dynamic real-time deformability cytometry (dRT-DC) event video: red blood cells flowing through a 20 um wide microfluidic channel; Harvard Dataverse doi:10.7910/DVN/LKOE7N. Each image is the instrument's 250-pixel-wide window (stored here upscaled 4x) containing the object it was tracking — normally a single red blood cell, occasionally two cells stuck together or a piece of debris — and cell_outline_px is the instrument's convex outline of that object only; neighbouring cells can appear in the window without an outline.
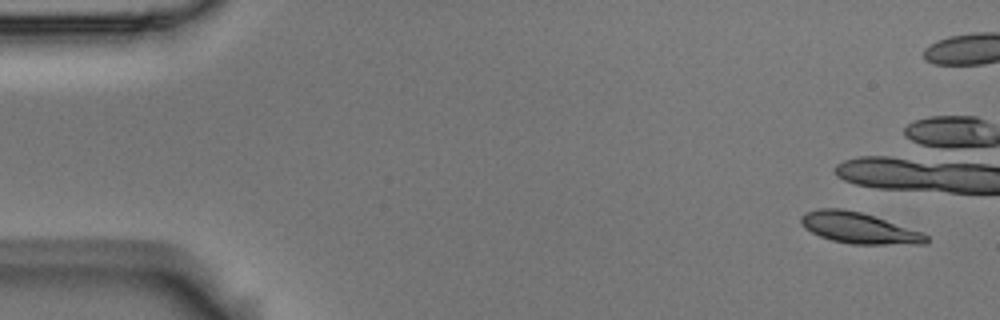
{"species": "Egyptian fruit bat (a non-hibernating species)", "species_latin": "Rousettus aegyptiacus", "temperature_condition": "room temperature", "stored_images_in_passage": 6, "camera_frame_rate_fps": 3000, "um_per_image_px": 0.085, "animal": {"sex": "male"}, "frame": {"image": 1, "passage_image": 1, "time_ms": 0.0, "image_size_px": [1000, 320], "cell_outline_px": [[928, 244], [852, 244], [832, 240], [820, 236], [804, 228], [800, 224], [800, 216], [804, 212], [820, 208], [840, 208], [860, 212], [924, 232], [928, 236]], "centroid_in_image_um": [73.0, 19.38], "position_along_channel_um": 12.0, "area_um2": 22.66}}